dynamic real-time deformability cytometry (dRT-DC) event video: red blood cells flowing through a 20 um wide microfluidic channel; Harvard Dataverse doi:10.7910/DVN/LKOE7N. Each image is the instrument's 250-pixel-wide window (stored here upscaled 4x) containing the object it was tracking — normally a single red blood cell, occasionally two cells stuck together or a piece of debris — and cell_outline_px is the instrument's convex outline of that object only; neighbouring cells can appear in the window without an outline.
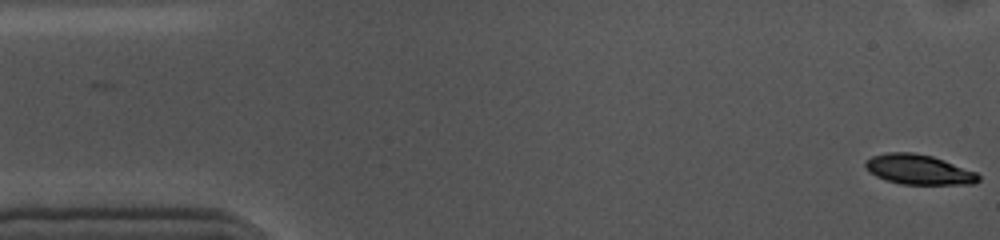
{"species": "common noctule bat (a hibernating species)", "species_latin": "Nyctalus noctula", "temperature_condition": "cold", "stored_images_in_passage": 55, "camera_frame_rate_fps": 3000, "um_per_image_px": 0.085, "animal": {"sex": "female", "body_mass_g": 10.0, "forearm_length_mm": 53.1}, "frame": {"image": 1, "passage_image": 1, "time_ms": 0.0, "image_size_px": [1000, 240], "cell_outline_px": [[980, 180], [972, 184], [900, 184], [884, 180], [868, 172], [864, 164], [864, 160], [872, 156], [888, 152], [912, 152], [932, 156], [944, 160], [976, 172], [980, 176]], "centroid_in_image_um": [78.05, 14.41], "position_along_channel_um": 7.0, "area_um2": 19.83}}
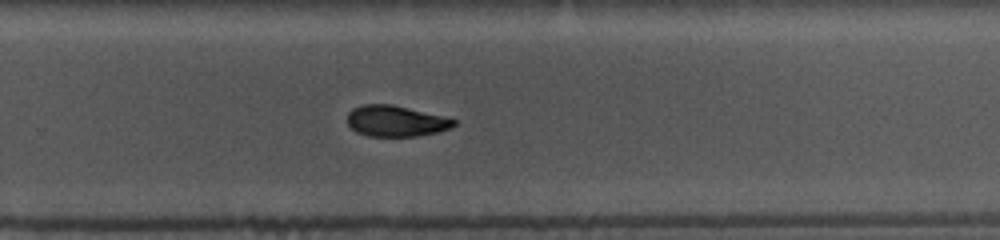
{"frame": {"image": 2, "passage_image": 35, "time_ms": 11.333, "image_size_px": [1000, 240], "cell_outline_px": [[456, 124], [452, 128], [436, 132], [416, 136], [368, 136], [356, 132], [348, 124], [348, 112], [352, 108], [360, 104], [392, 104], [456, 120]], "centroid_in_image_um": [33.6, 10.29], "position_along_channel_um": 296.2, "area_um2": 19.07}}
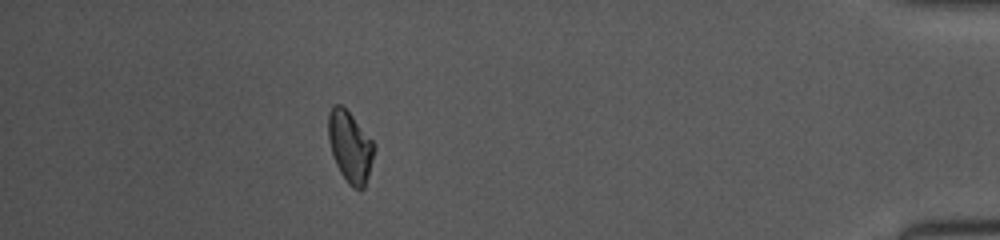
{"frame": {"image": 3, "passage_image": 49, "time_ms": 16.0, "image_size_px": [1000, 240], "cell_outline_px": [[376, 148], [368, 176], [364, 188], [360, 192], [352, 188], [348, 184], [340, 172], [336, 164], [328, 140], [328, 112], [332, 104], [340, 104], [352, 116], [376, 144]], "centroid_in_image_um": [29.76, 12.49], "position_along_channel_um": 405.4, "area_um2": 19.19}, "authors_computed_cell_mechanics": {"area_um2": 20.1722, "velocity_mm_per_s": 3.5628, "shape_relaxation_time_tau1_ms": 2.9149, "shape_relaxation_time_tau2_ms": 5.1018, "deformation_change_tau1": 0.1209, "deformation_change_tau2": 0.092}}